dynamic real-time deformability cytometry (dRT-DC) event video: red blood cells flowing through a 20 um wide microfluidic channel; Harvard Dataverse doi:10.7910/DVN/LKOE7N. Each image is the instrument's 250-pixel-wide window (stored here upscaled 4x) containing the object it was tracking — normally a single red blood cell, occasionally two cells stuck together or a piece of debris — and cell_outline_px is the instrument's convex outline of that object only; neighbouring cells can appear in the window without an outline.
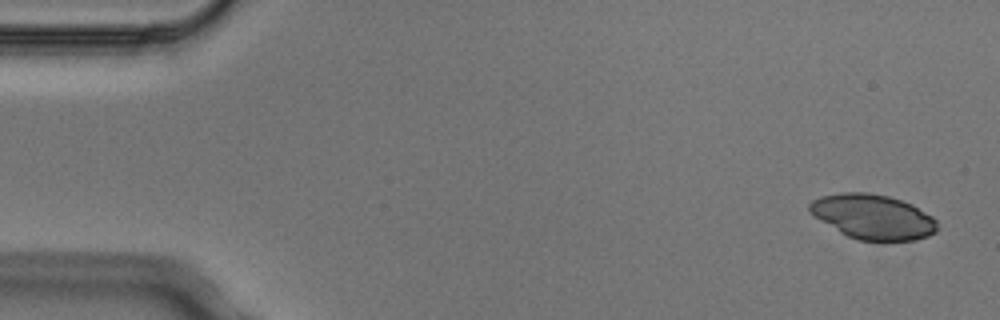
{"species": "Egyptian fruit bat (a non-hibernating species)", "species_latin": "Rousettus aegyptiacus", "temperature_condition": "cold", "stored_images_in_passage": 4, "camera_frame_rate_fps": 3000, "um_per_image_px": 0.085, "animal": {"sex": "male"}, "frame": {"image": 1, "passage_image": 1, "time_ms": 0.0, "image_size_px": [1000, 320], "cell_outline_px": [[936, 232], [928, 236], [916, 240], [856, 240], [840, 232], [820, 220], [808, 212], [808, 204], [812, 200], [820, 196], [844, 192], [868, 192], [888, 196], [912, 204], [932, 216], [936, 220]], "centroid_in_image_um": [74.17, 18.41], "position_along_channel_um": 10.8, "area_um2": 33.29}}